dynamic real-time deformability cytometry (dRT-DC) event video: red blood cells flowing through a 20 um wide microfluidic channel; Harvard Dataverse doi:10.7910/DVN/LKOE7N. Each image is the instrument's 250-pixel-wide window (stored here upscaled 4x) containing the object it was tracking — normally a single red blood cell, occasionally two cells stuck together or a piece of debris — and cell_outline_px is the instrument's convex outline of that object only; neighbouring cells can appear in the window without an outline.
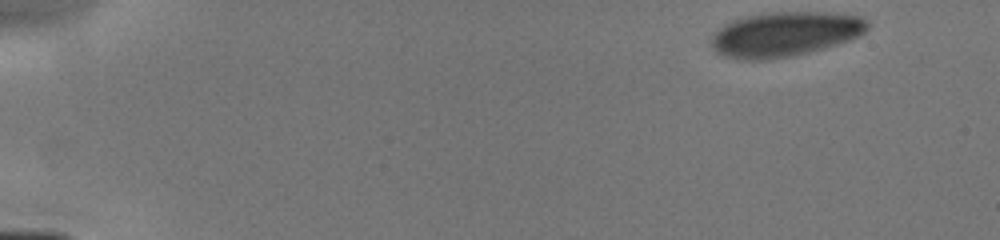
{"species": "human", "species_latin": "Homo sapiens", "temperature_condition": "cold", "stored_images_in_passage": 6, "camera_frame_rate_fps": 3000, "um_per_image_px": 0.085, "donor": {"sex": "male"}, "frame": {"image": 1, "passage_image": 1, "time_ms": 0.0, "image_size_px": [1000, 240], "cell_outline_px": [[868, 28], [864, 32], [848, 40], [824, 48], [792, 56], [768, 60], [736, 60], [724, 56], [716, 52], [712, 48], [712, 36], [724, 24], [732, 20], [744, 16], [768, 12], [820, 12], [860, 16], [868, 20]], "centroid_in_image_um": [66.67, 2.91], "position_along_channel_um": 18.3, "area_um2": 40.75}}